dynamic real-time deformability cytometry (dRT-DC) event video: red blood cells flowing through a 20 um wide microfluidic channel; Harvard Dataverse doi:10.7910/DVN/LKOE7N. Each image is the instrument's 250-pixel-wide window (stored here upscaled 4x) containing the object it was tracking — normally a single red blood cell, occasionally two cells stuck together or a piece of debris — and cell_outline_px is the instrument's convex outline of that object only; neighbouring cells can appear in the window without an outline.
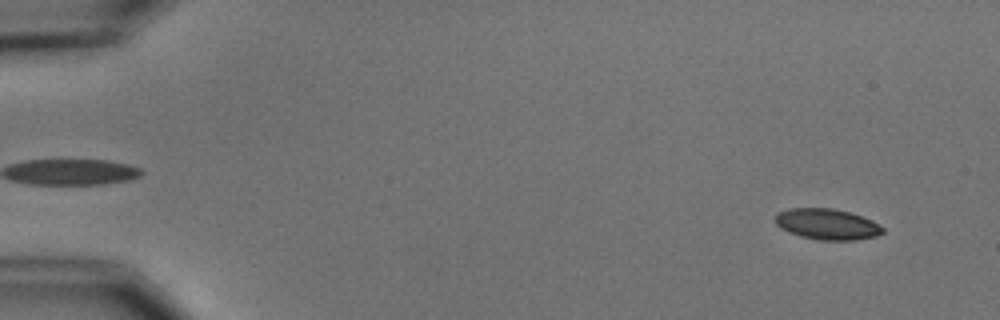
{"species": "common noctule bat (a hibernating species)", "species_latin": "Nyctalus noctula", "temperature_condition": "cold", "stored_images_in_passage": 6, "camera_frame_rate_fps": 3000, "um_per_image_px": 0.085, "animal": {"sex": "male", "body_mass_g": 15.6}, "frame": {"image": 1, "passage_image": 1, "time_ms": 0.0, "image_size_px": [1000, 320], "cell_outline_px": [[884, 232], [876, 236], [856, 240], [820, 240], [800, 236], [788, 232], [780, 228], [776, 224], [776, 212], [788, 208], [832, 208], [848, 212], [872, 220], [884, 228]], "centroid_in_image_um": [70.28, 19.05], "position_along_channel_um": 14.7, "area_um2": 19.36}}
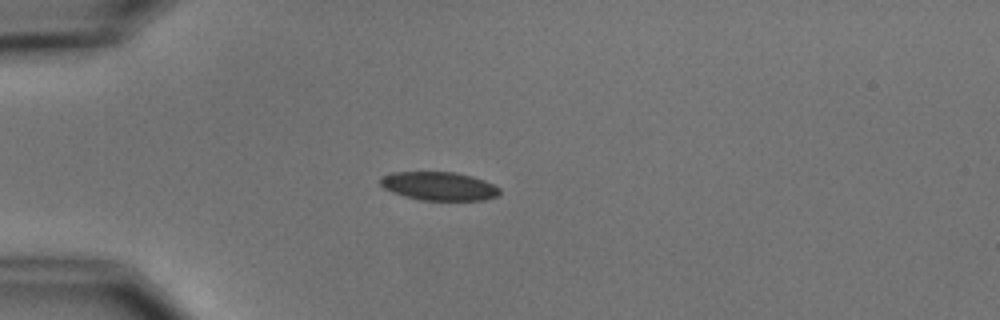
{"frame": {"image": 2, "passage_image": 4, "time_ms": 3.667, "image_size_px": [1000, 320], "cell_outline_px": [[500, 196], [484, 200], [420, 200], [404, 196], [392, 192], [384, 188], [380, 184], [380, 180], [384, 176], [392, 172], [456, 172], [472, 176], [484, 180], [500, 188]], "centroid_in_image_um": [37.34, 15.82], "position_along_channel_um": 47.7, "area_um2": 19.88}}